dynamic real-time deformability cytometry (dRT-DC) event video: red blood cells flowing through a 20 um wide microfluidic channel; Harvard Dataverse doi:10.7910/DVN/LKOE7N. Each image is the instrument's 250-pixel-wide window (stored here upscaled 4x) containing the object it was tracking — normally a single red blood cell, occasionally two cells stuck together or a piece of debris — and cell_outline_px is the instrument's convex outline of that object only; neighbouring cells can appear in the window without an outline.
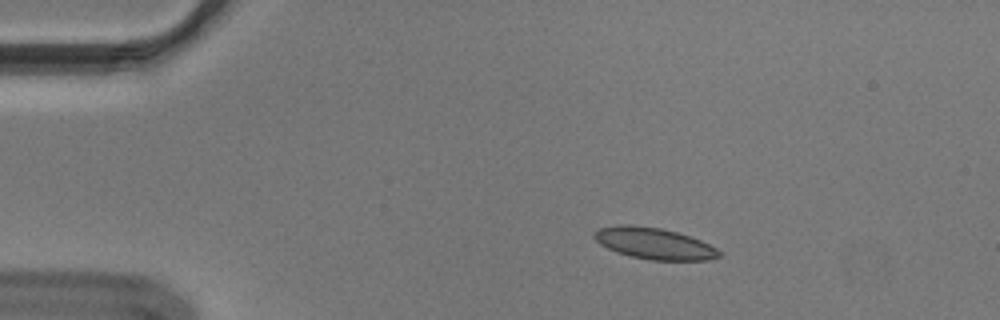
{"species": "Egyptian fruit bat (a non-hibernating species)", "species_latin": "Rousettus aegyptiacus", "temperature_condition": "cold", "stored_images_in_passage": 46, "camera_frame_rate_fps": 3000, "um_per_image_px": 0.085, "animal": {"sex": "male"}, "frame": {"image": 1, "passage_image": 1, "time_ms": 0.0, "image_size_px": [1000, 320], "cell_outline_px": [[720, 256], [708, 260], [648, 260], [616, 252], [600, 244], [592, 236], [600, 228], [620, 224], [632, 224], [660, 228], [676, 232], [700, 240], [716, 248], [720, 252]], "centroid_in_image_um": [55.58, 20.69], "position_along_channel_um": 29.4, "area_um2": 22.66}}
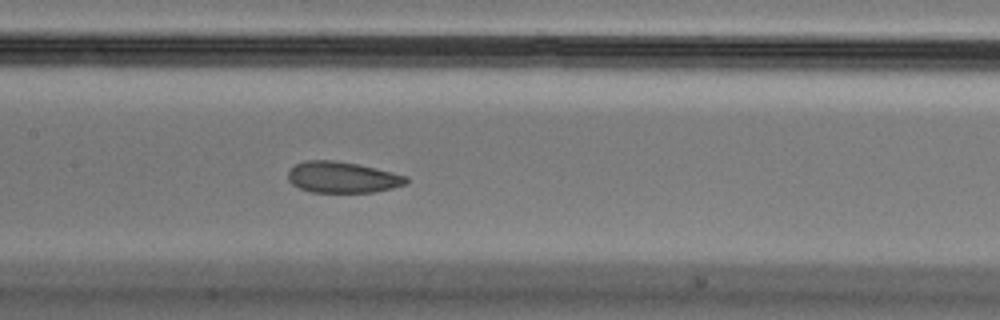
{"frame": {"image": 2, "passage_image": 18, "time_ms": 5.667, "image_size_px": [1000, 320], "cell_outline_px": [[408, 184], [392, 188], [372, 192], [312, 192], [300, 188], [292, 184], [288, 180], [288, 172], [296, 164], [304, 160], [336, 160], [376, 168], [408, 176]], "centroid_in_image_um": [29.12, 15.06], "position_along_channel_um": 178.3, "area_um2": 21.44}}
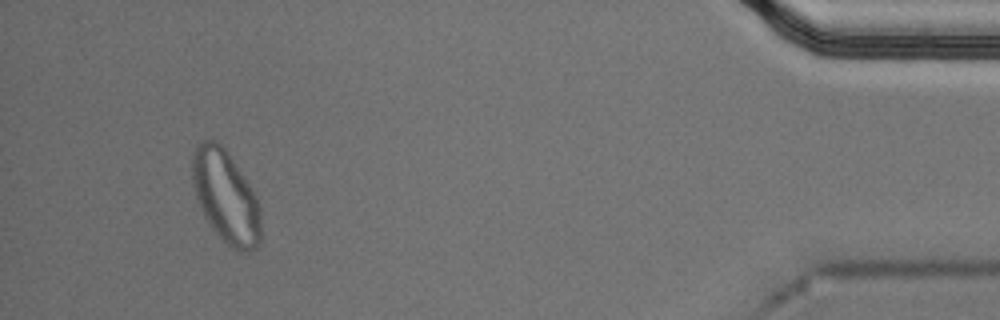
{"frame": {"image": 3, "passage_image": 43, "time_ms": 14.0, "image_size_px": [1000, 320], "cell_outline_px": [[260, 240], [256, 248], [248, 252], [240, 252], [232, 248], [208, 224], [204, 216], [196, 196], [192, 184], [192, 152], [196, 144], [200, 140], [216, 140], [224, 148], [244, 176], [256, 196], [260, 208]], "centroid_in_image_um": [19.17, 16.7], "position_along_channel_um": 416.0, "area_um2": 36.93}, "authors_computed_cell_mechanics": {"area_um2": 22.831, "velocity_mm_per_s": 3.6275, "shape_relaxation_time_tau1_ms": null, "shape_relaxation_time_tau2_ms": 1.4111, "deformation_change_tau1": null, "deformation_change_tau2": 0.0614}}